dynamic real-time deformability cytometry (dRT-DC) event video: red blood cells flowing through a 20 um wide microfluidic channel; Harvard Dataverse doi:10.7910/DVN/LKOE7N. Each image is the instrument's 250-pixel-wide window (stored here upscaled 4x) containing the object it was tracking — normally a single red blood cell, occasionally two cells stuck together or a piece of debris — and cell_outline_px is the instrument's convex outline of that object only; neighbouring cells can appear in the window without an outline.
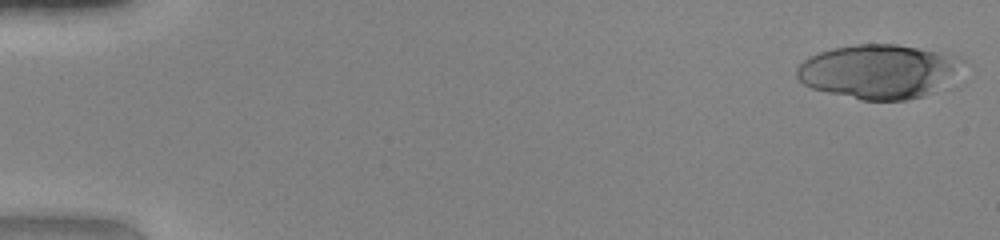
{"species": "human", "species_latin": "Homo sapiens", "temperature_condition": "warm", "stored_images_in_passage": 13, "camera_frame_rate_fps": 3000, "um_per_image_px": 0.085, "donor": {"sex": "female"}, "frame": {"image": 1, "passage_image": 1, "time_ms": 0.0, "image_size_px": [1000, 240], "cell_outline_px": [[964, 60], [932, 92], [924, 96], [908, 100], [860, 100], [812, 88], [804, 84], [796, 76], [796, 68], [808, 56], [832, 48], [856, 44], [896, 44], [920, 48], [964, 56]], "centroid_in_image_um": [74.6, 6.05], "position_along_channel_um": 10.4, "area_um2": 51.62}}